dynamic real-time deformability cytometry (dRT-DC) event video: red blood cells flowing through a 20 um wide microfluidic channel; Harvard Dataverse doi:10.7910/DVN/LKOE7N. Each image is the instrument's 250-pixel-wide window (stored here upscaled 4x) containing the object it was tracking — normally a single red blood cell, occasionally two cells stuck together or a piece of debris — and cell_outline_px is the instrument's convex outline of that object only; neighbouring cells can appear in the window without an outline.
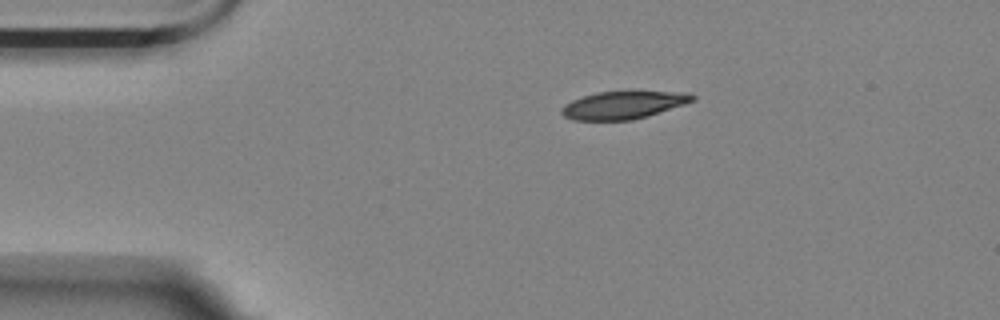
{"species": "Egyptian fruit bat (a non-hibernating species)", "species_latin": "Rousettus aegyptiacus", "temperature_condition": "room temperature", "stored_images_in_passage": 47, "camera_frame_rate_fps": 3000, "um_per_image_px": 0.085, "animal": {"sex": "female"}, "frame": {"image": 1, "passage_image": 1, "time_ms": 0.0, "image_size_px": [1000, 320], "cell_outline_px": [[696, 100], [648, 116], [632, 120], [572, 120], [564, 116], [560, 112], [564, 104], [572, 100], [596, 92], [692, 92], [696, 96]], "centroid_in_image_um": [53.0, 8.93], "position_along_channel_um": 32.0, "area_um2": 21.04}}
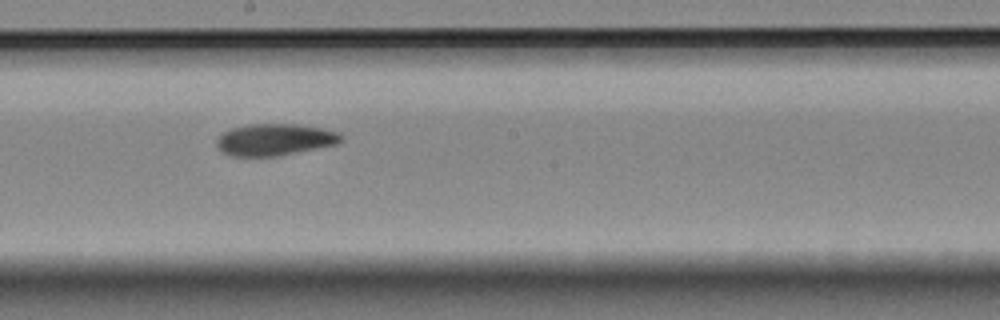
{"frame": {"image": 2, "passage_image": 21, "time_ms": 6.667, "image_size_px": [1000, 320], "cell_outline_px": [[344, 140], [340, 144], [276, 156], [232, 156], [220, 152], [216, 148], [216, 140], [224, 132], [232, 128], [248, 124], [296, 124], [320, 128], [340, 132], [344, 136]], "centroid_in_image_um": [23.38, 11.87], "position_along_channel_um": 224.8, "area_um2": 23.29}}
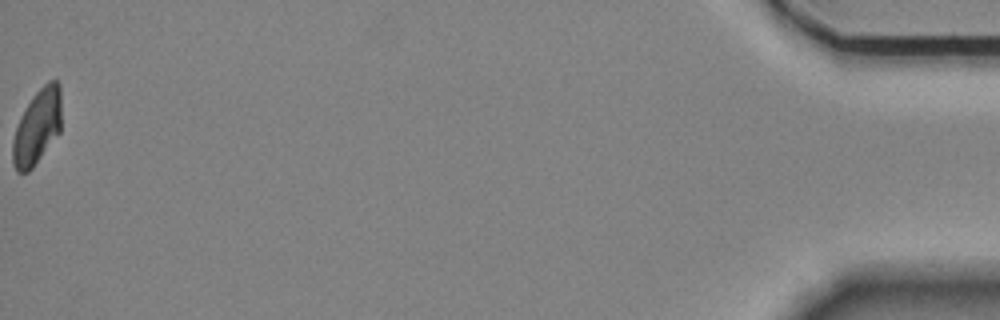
{"frame": {"image": 3, "passage_image": 47, "time_ms": 15.333, "image_size_px": [1000, 320], "cell_outline_px": [[60, 132], [32, 168], [28, 172], [16, 172], [12, 164], [12, 140], [20, 116], [32, 96], [48, 80], [56, 80], [60, 84]], "centroid_in_image_um": [3.14, 10.79], "position_along_channel_um": 432.1, "area_um2": 21.27}, "authors_computed_cell_mechanics": {"area_um2": 22.542, "velocity_mm_per_s": 3.5298, "shape_relaxation_time_tau1_ms": 6.9696, "shape_relaxation_time_tau2_ms": 9.7705, "deformation_change_tau1": 0.1617, "deformation_change_tau2": 0.1352}}